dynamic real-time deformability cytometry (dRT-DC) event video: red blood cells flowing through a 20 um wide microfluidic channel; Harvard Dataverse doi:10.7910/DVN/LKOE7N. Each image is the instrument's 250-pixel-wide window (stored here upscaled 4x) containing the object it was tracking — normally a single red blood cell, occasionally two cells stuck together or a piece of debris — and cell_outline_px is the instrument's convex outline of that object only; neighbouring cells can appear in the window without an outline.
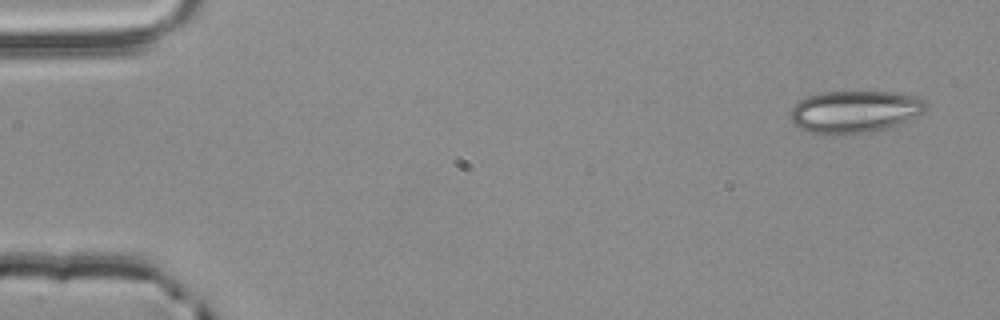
{"species": "common noctule bat (a hibernating species)", "species_latin": "Nyctalus noctula", "temperature_condition": "room temperature", "stored_images_in_passage": 4, "camera_frame_rate_fps": 3000, "um_per_image_px": 0.085, "animal": {"sex": "male", "body_mass_g": 20.4}, "frame": {"image": 1, "passage_image": 1, "time_ms": 0.0, "image_size_px": [1000, 320], "cell_outline_px": [[924, 112], [888, 128], [868, 132], [836, 136], [824, 136], [800, 128], [792, 124], [788, 116], [788, 112], [800, 100], [808, 96], [820, 92], [892, 92], [916, 96], [924, 100]], "centroid_in_image_um": [72.56, 9.51], "position_along_channel_um": 12.4, "area_um2": 33.58}}